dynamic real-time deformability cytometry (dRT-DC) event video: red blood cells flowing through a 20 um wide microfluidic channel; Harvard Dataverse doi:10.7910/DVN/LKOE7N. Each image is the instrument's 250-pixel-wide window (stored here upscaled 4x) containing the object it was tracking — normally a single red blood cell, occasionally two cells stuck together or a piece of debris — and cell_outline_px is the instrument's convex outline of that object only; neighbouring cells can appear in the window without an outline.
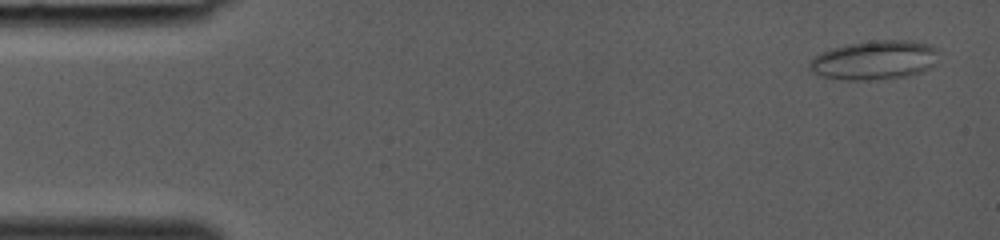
{"species": "common noctule bat (a hibernating species)", "species_latin": "Nyctalus noctula", "temperature_condition": "room temperature", "stored_images_in_passage": 35, "camera_frame_rate_fps": 3000, "um_per_image_px": 0.085, "animal": {"sex": "female", "body_mass_g": 19.0, "forearm_length_mm": 53.3}, "frame": {"image": 1, "passage_image": 2, "time_ms": 0.333, "image_size_px": [1000, 240], "cell_outline_px": [[936, 64], [932, 68], [908, 76], [868, 80], [848, 80], [820, 76], [808, 68], [808, 60], [820, 52], [832, 48], [848, 44], [880, 40], [904, 40], [928, 44], [936, 48]], "centroid_in_image_um": [74.3, 5.12], "position_along_channel_um": 10.7, "area_um2": 29.42}}
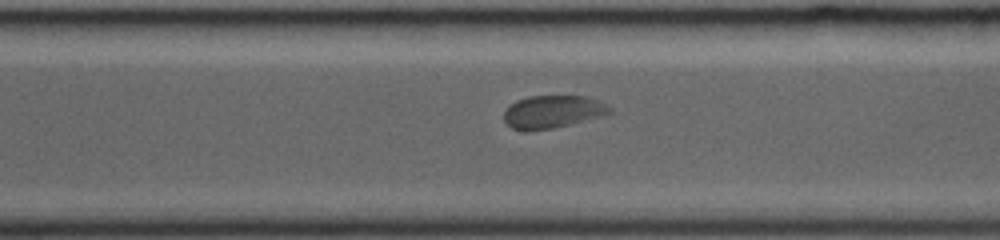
{"frame": {"image": 2, "passage_image": 28, "time_ms": 9.0, "image_size_px": [1000, 240], "cell_outline_px": [[612, 112], [608, 116], [552, 128], [512, 128], [504, 120], [504, 112], [516, 100], [528, 96], [588, 96], [612, 108]], "centroid_in_image_um": [47.07, 9.47], "position_along_channel_um": 323.5, "area_um2": 19.83}}
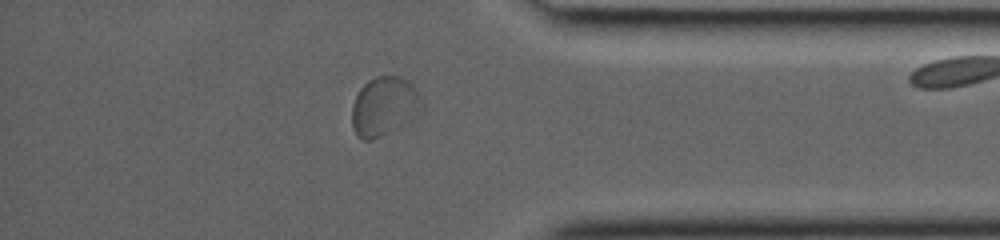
{"frame": {"image": 3, "passage_image": 33, "time_ms": 10.667, "image_size_px": [1000, 240], "cell_outline_px": [[424, 112], [412, 120], [372, 140], [360, 140], [356, 136], [352, 128], [352, 104], [360, 88], [368, 80], [376, 76], [400, 76], [408, 80], [416, 88], [424, 104]], "centroid_in_image_um": [32.69, 9.04], "position_along_channel_um": 402.5, "area_um2": 24.57}}